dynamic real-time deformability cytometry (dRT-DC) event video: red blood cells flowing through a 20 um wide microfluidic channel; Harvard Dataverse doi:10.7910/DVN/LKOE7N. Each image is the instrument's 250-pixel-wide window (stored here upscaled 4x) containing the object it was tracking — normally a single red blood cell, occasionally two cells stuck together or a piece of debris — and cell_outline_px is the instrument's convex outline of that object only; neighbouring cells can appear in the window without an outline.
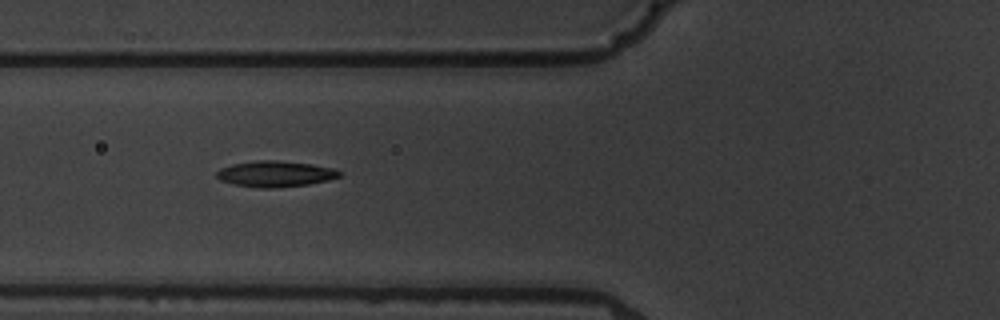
{"species": "common noctule bat (a hibernating species)", "species_latin": "Nyctalus noctula", "temperature_condition": "warm", "stored_images_in_passage": 9, "camera_frame_rate_fps": 3000, "um_per_image_px": 0.085, "animal": {"sex": "male", "body_mass_g": 19.5, "forearm_length_mm": 54.6}, "frame": {"image": 1, "passage_image": 8, "time_ms": 8.0, "image_size_px": [1000, 320], "cell_outline_px": [[340, 176], [328, 180], [308, 184], [272, 188], [260, 188], [236, 184], [220, 180], [216, 176], [216, 172], [220, 168], [232, 164], [256, 160], [276, 160], [312, 164], [336, 168], [340, 172]], "centroid_in_image_um": [23.4, 14.77], "position_along_channel_um": 102.4, "area_um2": 18.5}}
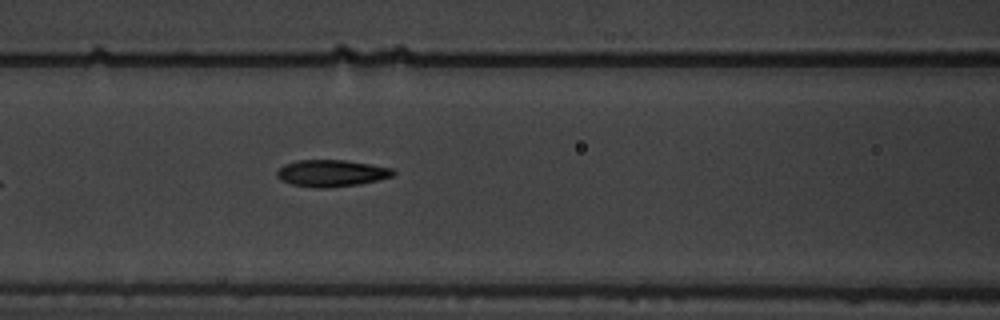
{"frame": {"image": 2, "passage_image": 9, "time_ms": 9.0, "image_size_px": [1000, 320], "cell_outline_px": [[396, 172], [392, 176], [360, 184], [324, 188], [320, 188], [292, 184], [276, 176], [276, 172], [284, 164], [296, 160], [344, 160], [372, 164], [392, 168]], "centroid_in_image_um": [28.19, 14.71], "position_along_channel_um": 138.4, "area_um2": 17.98}}